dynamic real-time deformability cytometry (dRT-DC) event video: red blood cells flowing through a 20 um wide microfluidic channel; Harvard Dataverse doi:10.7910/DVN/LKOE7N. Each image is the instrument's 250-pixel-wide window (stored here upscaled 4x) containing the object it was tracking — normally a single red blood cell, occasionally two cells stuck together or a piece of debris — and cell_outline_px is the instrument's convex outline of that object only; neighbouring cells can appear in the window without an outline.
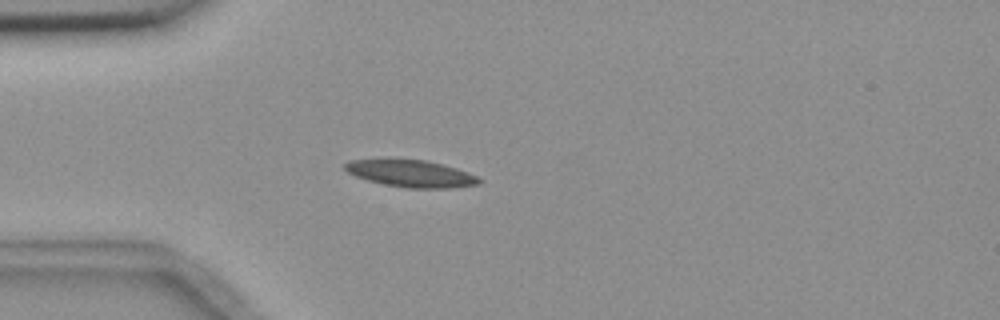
{"species": "common noctule bat (a hibernating species)", "species_latin": "Nyctalus noctula", "temperature_condition": "room temperature", "stored_images_in_passage": 4, "camera_frame_rate_fps": 3000, "um_per_image_px": 0.085, "animal": {"sex": "female", "body_mass_g": 18.4}, "frame": {"image": 1, "passage_image": 4, "time_ms": 3.667, "image_size_px": [1000, 320], "cell_outline_px": [[484, 180], [480, 184], [448, 188], [404, 188], [384, 184], [368, 180], [356, 176], [348, 172], [344, 168], [344, 164], [348, 160], [424, 160], [456, 168], [468, 172]], "centroid_in_image_um": [34.96, 14.77], "position_along_channel_um": 50.0, "area_um2": 20.81}}